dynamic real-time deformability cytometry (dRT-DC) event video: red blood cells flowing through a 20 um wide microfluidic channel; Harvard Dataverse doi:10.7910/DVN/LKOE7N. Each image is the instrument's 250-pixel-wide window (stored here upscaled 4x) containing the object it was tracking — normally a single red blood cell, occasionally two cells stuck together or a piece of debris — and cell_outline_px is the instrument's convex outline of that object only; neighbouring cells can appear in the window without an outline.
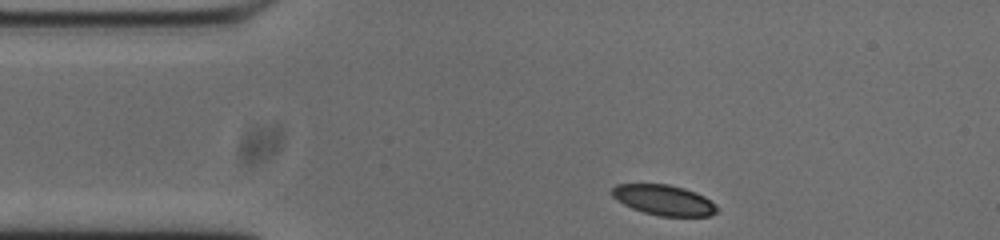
{"species": "common noctule bat (a hibernating species)", "species_latin": "Nyctalus noctula", "temperature_condition": "cold", "stored_images_in_passage": 46, "camera_frame_rate_fps": 3000, "um_per_image_px": 0.085, "animal": {"sex": "male", "body_mass_g": 20.0, "forearm_length_mm": 53.3}, "frame": {"image": 1, "passage_image": 1, "time_ms": 0.0, "image_size_px": [1000, 240], "cell_outline_px": [[716, 212], [712, 216], [660, 216], [644, 212], [632, 208], [616, 200], [612, 196], [612, 188], [616, 184], [668, 184], [684, 188], [696, 192], [704, 196], [716, 204]], "centroid_in_image_um": [56.43, 17.0], "position_along_channel_um": 28.6, "area_um2": 18.55}}
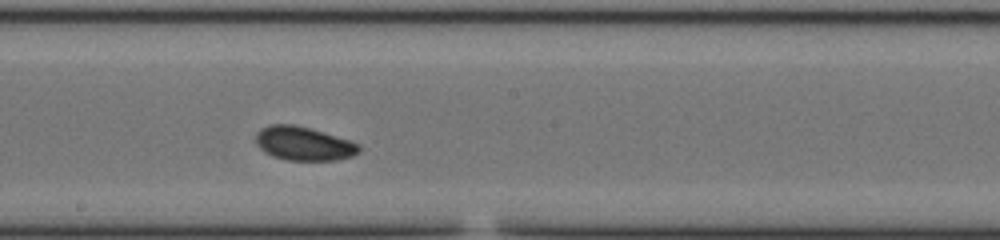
{"frame": {"image": 2, "passage_image": 20, "time_ms": 6.333, "image_size_px": [1000, 240], "cell_outline_px": [[360, 152], [352, 156], [336, 160], [288, 160], [272, 156], [264, 152], [256, 144], [256, 132], [260, 128], [268, 124], [292, 124], [308, 128], [348, 140], [360, 144]], "centroid_in_image_um": [25.77, 12.2], "position_along_channel_um": 222.4, "area_um2": 20.23}}
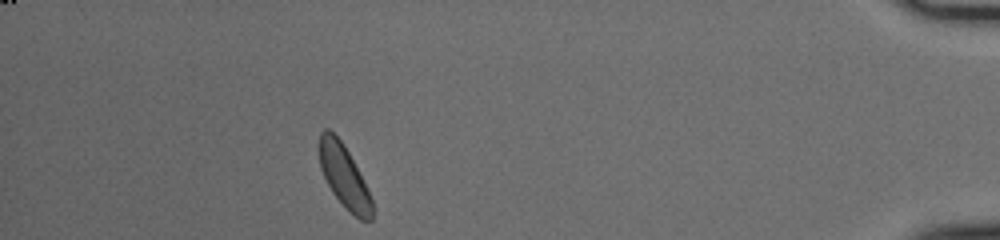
{"frame": {"image": 3, "passage_image": 40, "time_ms": 13.0, "image_size_px": [1000, 240], "cell_outline_px": [[372, 220], [360, 220], [332, 192], [320, 168], [320, 132], [324, 128], [328, 128], [340, 140], [348, 152], [372, 200]], "centroid_in_image_um": [29.22, 14.96], "position_along_channel_um": 406.0, "area_um2": 18.32}, "authors_computed_cell_mechanics": {"area_um2": 19.8254, "velocity_mm_per_s": 3.7032, "shape_relaxation_time_tau1_ms": 3.1392, "shape_relaxation_time_tau2_ms": 6.7392, "deformation_change_tau1": 0.0801, "deformation_change_tau2": 0.0993}}